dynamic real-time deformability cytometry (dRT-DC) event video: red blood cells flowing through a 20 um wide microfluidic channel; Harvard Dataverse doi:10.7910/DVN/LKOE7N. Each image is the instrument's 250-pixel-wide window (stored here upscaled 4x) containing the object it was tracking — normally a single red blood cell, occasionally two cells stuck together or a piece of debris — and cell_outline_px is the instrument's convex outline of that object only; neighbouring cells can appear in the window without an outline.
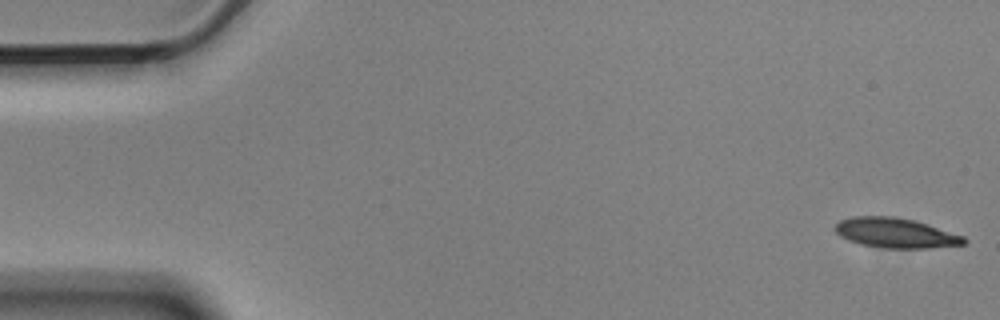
{"species": "Egyptian fruit bat (a non-hibernating species)", "species_latin": "Rousettus aegyptiacus", "temperature_condition": "cold", "stored_images_in_passage": 9, "camera_frame_rate_fps": 3000, "um_per_image_px": 0.085, "animal": {"sex": "male"}, "frame": {"image": 1, "passage_image": 1, "time_ms": 0.0, "image_size_px": [1000, 320], "cell_outline_px": [[968, 240], [964, 244], [928, 248], [884, 248], [860, 244], [848, 240], [840, 236], [832, 228], [840, 220], [852, 216], [896, 216], [928, 224], [964, 236]], "centroid_in_image_um": [76.1, 19.79], "position_along_channel_um": 8.9, "area_um2": 22.54}}